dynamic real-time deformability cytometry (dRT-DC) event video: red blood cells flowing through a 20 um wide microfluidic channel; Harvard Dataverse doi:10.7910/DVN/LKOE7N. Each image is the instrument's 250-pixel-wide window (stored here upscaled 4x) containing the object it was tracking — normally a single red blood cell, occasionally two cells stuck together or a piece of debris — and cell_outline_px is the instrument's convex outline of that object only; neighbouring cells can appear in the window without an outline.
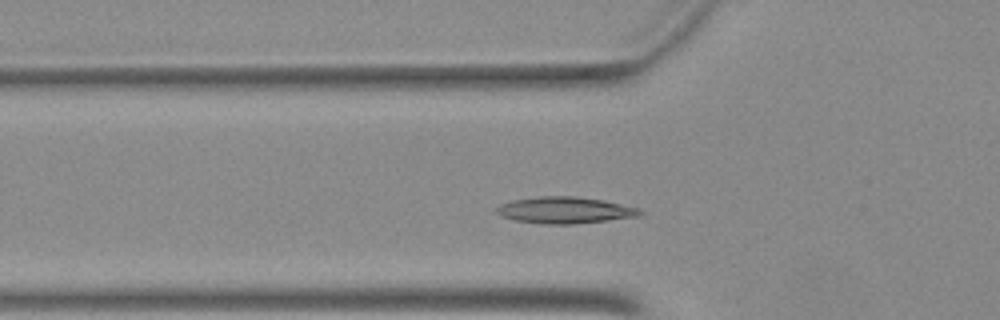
{"species": "Egyptian fruit bat (a non-hibernating species)", "species_latin": "Rousettus aegyptiacus", "temperature_condition": "warm", "stored_images_in_passage": 40, "camera_frame_rate_fps": 3000, "um_per_image_px": 0.085, "animal": {"sex": "female"}, "frame": {"image": 1, "passage_image": 13, "time_ms": 4.0, "image_size_px": [1000, 320], "cell_outline_px": [[644, 212], [640, 216], [608, 220], [572, 224], [548, 224], [516, 220], [500, 216], [496, 212], [496, 208], [500, 204], [512, 200], [540, 196], [576, 196], [604, 200], [636, 208]], "centroid_in_image_um": [48.0, 17.86], "position_along_channel_um": 77.8, "area_um2": 22.02}}
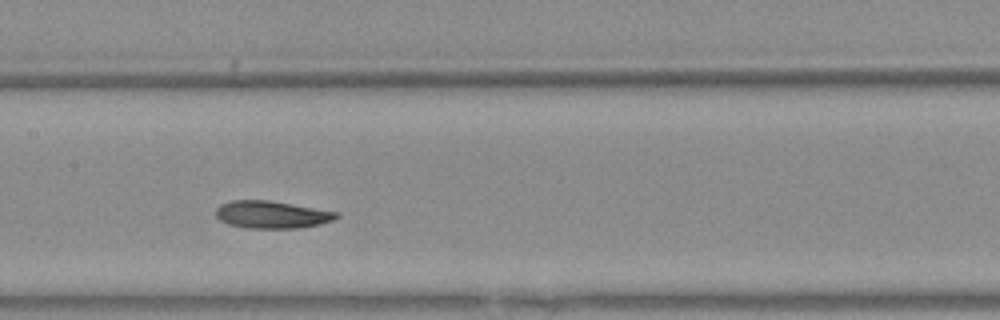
{"frame": {"image": 2, "passage_image": 21, "time_ms": 6.667, "image_size_px": [1000, 320], "cell_outline_px": [[340, 216], [332, 220], [320, 224], [296, 228], [244, 228], [228, 224], [220, 220], [216, 216], [216, 208], [220, 204], [232, 200], [268, 200], [340, 212]], "centroid_in_image_um": [23.09, 18.24], "position_along_channel_um": 184.3, "area_um2": 19.31}}
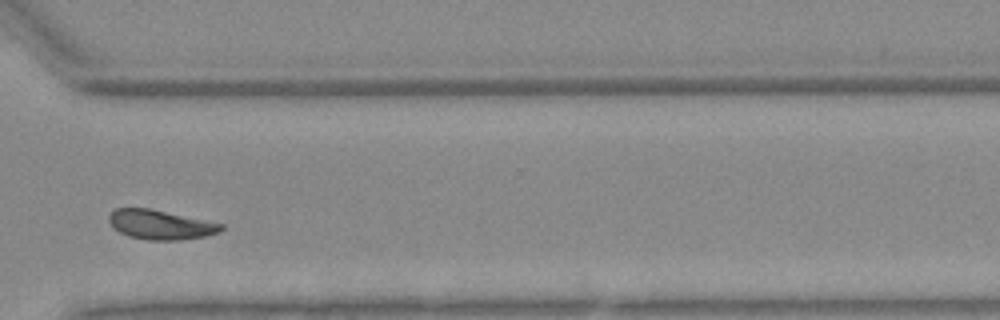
{"frame": {"image": 3, "passage_image": 34, "time_ms": 11.0, "image_size_px": [1000, 320], "cell_outline_px": [[224, 228], [220, 232], [204, 236], [180, 240], [148, 240], [128, 236], [112, 228], [108, 220], [108, 216], [116, 208], [148, 208], [224, 224]], "centroid_in_image_um": [13.62, 19.1], "position_along_channel_um": 357.0, "area_um2": 19.19}}